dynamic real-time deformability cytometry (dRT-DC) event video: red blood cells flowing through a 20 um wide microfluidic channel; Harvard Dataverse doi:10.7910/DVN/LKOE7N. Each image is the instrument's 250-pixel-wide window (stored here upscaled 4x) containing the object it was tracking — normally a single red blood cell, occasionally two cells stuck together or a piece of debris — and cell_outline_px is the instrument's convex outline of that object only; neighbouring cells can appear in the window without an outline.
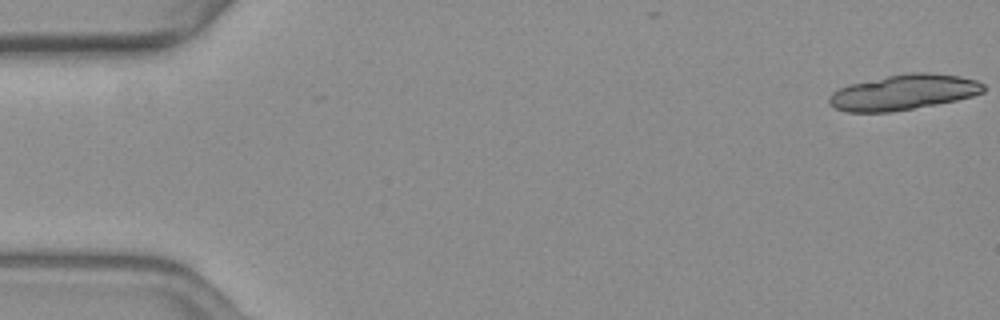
{"species": "common noctule bat (a hibernating species)", "species_latin": "Nyctalus noctula", "temperature_condition": "warm", "stored_images_in_passage": 11, "camera_frame_rate_fps": 3000, "um_per_image_px": 0.085, "animal": {"sex": "female", "body_mass_g": 19.3, "forearm_length_mm": 54.1}, "frame": {"image": 1, "passage_image": 1, "time_ms": 0.0, "image_size_px": [1000, 320], "cell_outline_px": [[984, 92], [972, 96], [956, 100], [936, 104], [892, 112], [848, 112], [836, 108], [828, 104], [828, 96], [832, 92], [848, 84], [908, 72], [928, 72], [960, 76], [976, 80], [984, 84]], "centroid_in_image_um": [76.79, 7.84], "position_along_channel_um": 8.2, "area_um2": 31.85}}